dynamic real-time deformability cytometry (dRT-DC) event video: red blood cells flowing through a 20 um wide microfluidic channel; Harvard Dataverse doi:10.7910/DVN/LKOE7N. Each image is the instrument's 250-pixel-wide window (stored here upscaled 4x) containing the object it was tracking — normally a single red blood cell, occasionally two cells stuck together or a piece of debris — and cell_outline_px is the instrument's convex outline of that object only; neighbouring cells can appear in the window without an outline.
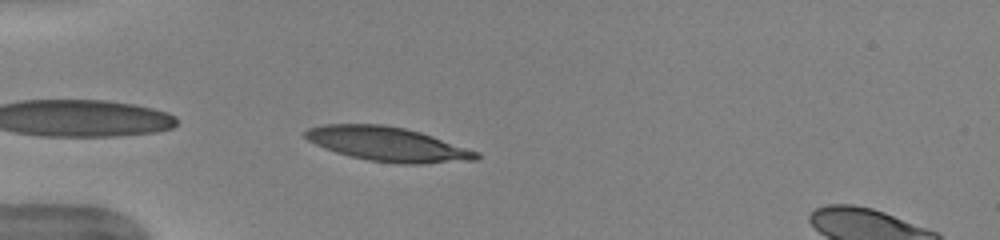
{"species": "human", "species_latin": "Homo sapiens", "temperature_condition": "warm", "stored_images_in_passage": 38, "camera_frame_rate_fps": 3000, "um_per_image_px": 0.085, "donor": {"sex": "female"}, "frame": {"image": 1, "passage_image": 2, "time_ms": 0.333, "image_size_px": [1000, 240], "cell_outline_px": [[480, 156], [476, 160], [424, 164], [400, 164], [368, 160], [336, 152], [324, 148], [308, 140], [304, 136], [304, 132], [308, 128], [324, 124], [380, 124], [404, 128], [420, 132], [480, 152]], "centroid_in_image_um": [32.97, 12.25], "position_along_channel_um": 52.0, "area_um2": 34.1}}
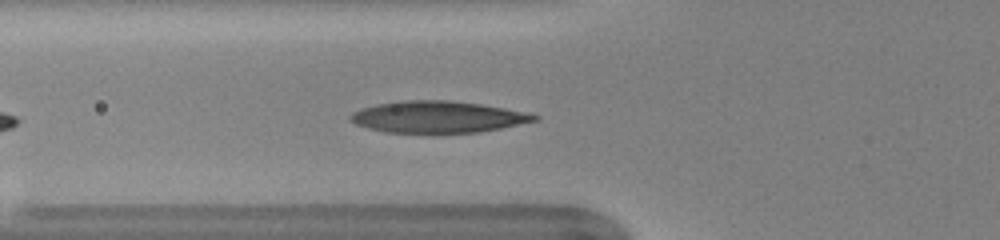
{"frame": {"image": 2, "passage_image": 6, "time_ms": 1.667, "image_size_px": [1000, 240], "cell_outline_px": [[540, 120], [480, 132], [432, 136], [384, 132], [368, 128], [356, 124], [348, 120], [348, 116], [352, 112], [360, 108], [376, 104], [408, 100], [448, 100], [480, 104], [532, 112], [540, 116]], "centroid_in_image_um": [37.22, 9.98], "position_along_channel_um": 88.6, "area_um2": 35.43}}
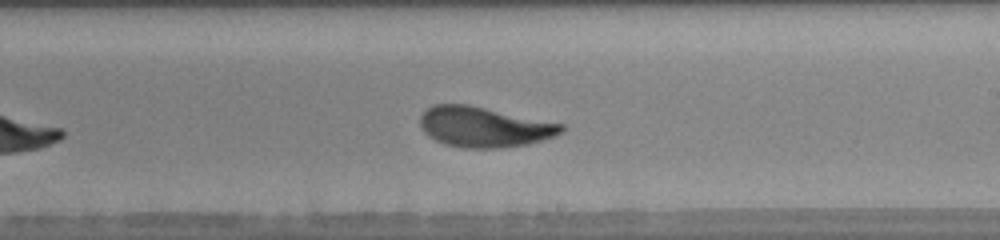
{"frame": {"image": 3, "passage_image": 18, "time_ms": 5.667, "image_size_px": [1000, 240], "cell_outline_px": [[564, 132], [556, 136], [544, 140], [528, 144], [500, 148], [464, 148], [444, 144], [428, 136], [424, 132], [420, 124], [420, 116], [432, 104], [468, 104], [564, 124]], "centroid_in_image_um": [41.16, 10.79], "position_along_channel_um": 247.8, "area_um2": 33.35}, "authors_computed_cell_mechanics": {"area_um2": 33.2061, "velocity_mm_per_s": 3.9674, "shape_relaxation_time_tau1_ms": 3.4568, "shape_relaxation_time_tau2_ms": 1.0498, "deformation_change_tau1": 0.1656, "deformation_change_tau2": 0.0722}}